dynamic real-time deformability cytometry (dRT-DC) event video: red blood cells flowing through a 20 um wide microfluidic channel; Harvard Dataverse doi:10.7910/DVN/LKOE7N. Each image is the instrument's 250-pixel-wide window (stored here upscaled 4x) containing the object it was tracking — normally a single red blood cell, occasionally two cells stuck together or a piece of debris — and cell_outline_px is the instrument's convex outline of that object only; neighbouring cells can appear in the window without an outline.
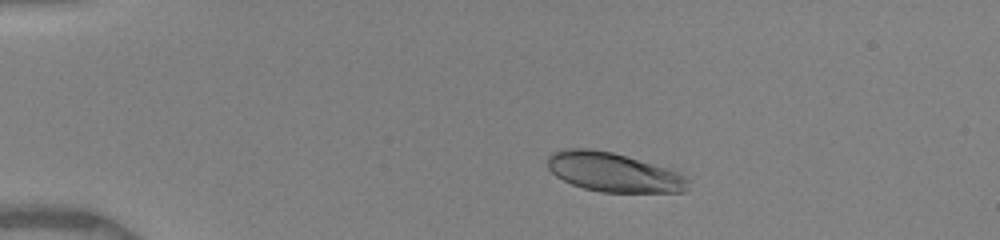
{"species": "human", "species_latin": "Homo sapiens", "temperature_condition": "warm", "stored_images_in_passage": 25, "camera_frame_rate_fps": 3000, "um_per_image_px": 0.085, "donor": {"sex": "female"}, "frame": {"image": 1, "passage_image": 3, "time_ms": 2.0, "image_size_px": [1000, 240], "cell_outline_px": [[688, 188], [684, 192], [600, 192], [584, 188], [572, 184], [556, 176], [548, 168], [548, 156], [552, 152], [564, 148], [588, 148], [612, 152], [668, 168], [680, 172], [688, 180]], "centroid_in_image_um": [52.14, 14.63], "position_along_channel_um": 32.9, "area_um2": 32.08}}
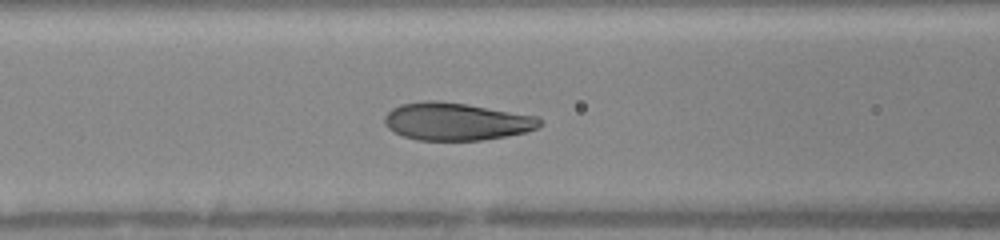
{"frame": {"image": 2, "passage_image": 11, "time_ms": 6.0, "image_size_px": [1000, 240], "cell_outline_px": [[544, 124], [536, 128], [524, 132], [504, 136], [480, 140], [416, 140], [404, 136], [388, 128], [384, 124], [384, 116], [392, 108], [400, 104], [428, 100], [436, 100], [468, 104], [540, 116], [544, 120]], "centroid_in_image_um": [38.81, 10.31], "position_along_channel_um": 127.8, "area_um2": 34.22}}
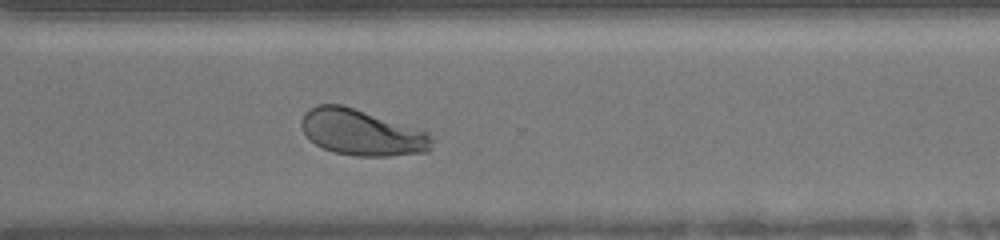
{"frame": {"image": 3, "passage_image": 25, "time_ms": 11.333, "image_size_px": [1000, 240], "cell_outline_px": [[432, 148], [428, 152], [388, 156], [356, 156], [336, 152], [324, 148], [316, 144], [304, 132], [300, 124], [300, 120], [304, 112], [308, 108], [316, 104], [340, 104], [424, 128], [428, 132], [432, 140]], "centroid_in_image_um": [30.8, 11.24], "position_along_channel_um": 339.8, "area_um2": 35.49}}